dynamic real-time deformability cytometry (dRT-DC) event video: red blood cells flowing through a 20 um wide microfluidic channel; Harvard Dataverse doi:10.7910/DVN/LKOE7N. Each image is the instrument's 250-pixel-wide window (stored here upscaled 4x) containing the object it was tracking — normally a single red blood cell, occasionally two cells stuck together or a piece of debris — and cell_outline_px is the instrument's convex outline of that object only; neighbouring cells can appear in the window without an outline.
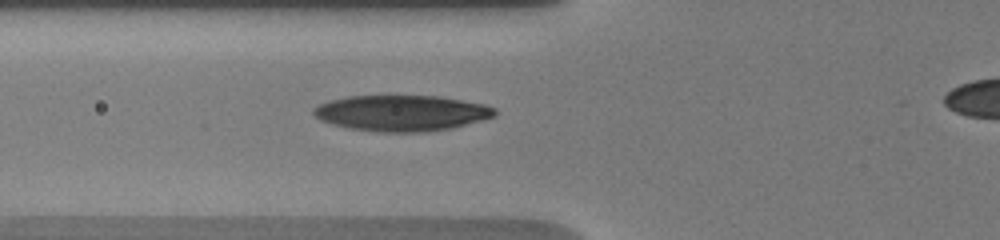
{"species": "human", "species_latin": "Homo sapiens", "temperature_condition": "warm", "stored_images_in_passage": 39, "camera_frame_rate_fps": 3000, "um_per_image_px": 0.085, "donor": {"sex": "male"}, "frame": {"image": 1, "passage_image": 5, "time_ms": 2.0, "image_size_px": [1000, 240], "cell_outline_px": [[496, 116], [448, 128], [420, 132], [380, 132], [348, 128], [332, 124], [320, 120], [312, 112], [312, 108], [328, 100], [348, 96], [440, 96], [484, 104], [496, 108]], "centroid_in_image_um": [34.09, 9.6], "position_along_channel_um": 91.7, "area_um2": 37.69}}
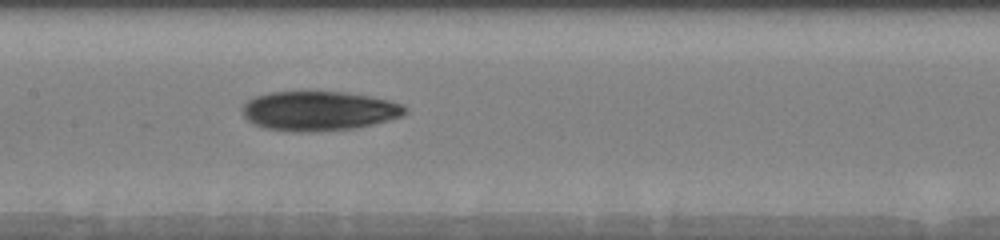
{"frame": {"image": 2, "passage_image": 10, "time_ms": 4.333, "image_size_px": [1000, 240], "cell_outline_px": [[408, 112], [400, 116], [388, 120], [356, 128], [316, 132], [292, 132], [264, 128], [252, 124], [244, 116], [240, 108], [248, 100], [256, 96], [268, 92], [348, 92], [388, 100], [404, 104], [408, 108]], "centroid_in_image_um": [27.09, 9.44], "position_along_channel_um": 180.3, "area_um2": 37.74}}
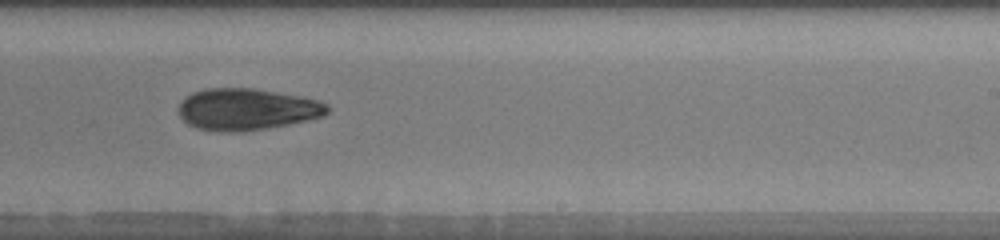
{"frame": {"image": 3, "passage_image": 16, "time_ms": 6.667, "image_size_px": [1000, 240], "cell_outline_px": [[332, 108], [324, 116], [308, 120], [268, 128], [244, 132], [220, 132], [196, 128], [188, 124], [180, 116], [180, 104], [192, 92], [208, 88], [252, 88], [300, 96], [320, 100], [328, 104]], "centroid_in_image_um": [21.03, 9.3], "position_along_channel_um": 268.0, "area_um2": 36.24}}